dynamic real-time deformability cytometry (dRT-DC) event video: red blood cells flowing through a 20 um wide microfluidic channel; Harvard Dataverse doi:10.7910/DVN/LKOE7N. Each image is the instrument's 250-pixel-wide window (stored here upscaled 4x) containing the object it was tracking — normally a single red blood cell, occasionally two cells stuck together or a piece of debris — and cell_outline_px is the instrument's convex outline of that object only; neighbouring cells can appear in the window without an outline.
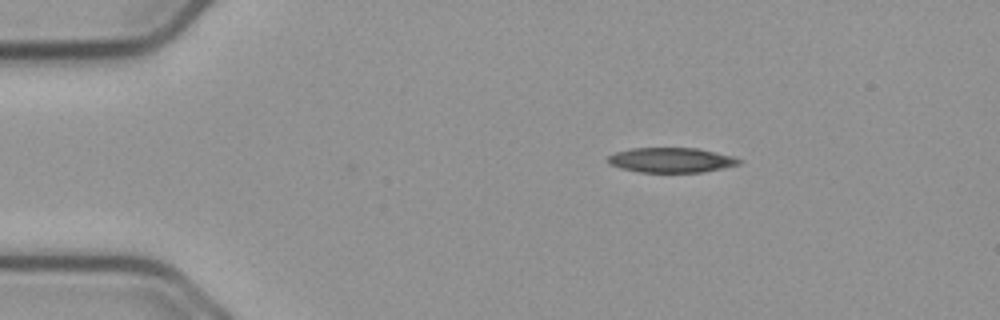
{"species": "common noctule bat (a hibernating species)", "species_latin": "Nyctalus noctula", "temperature_condition": "cold", "stored_images_in_passage": 7, "camera_frame_rate_fps": 3000, "um_per_image_px": 0.085, "animal": {"sex": "male", "body_mass_g": 23.1, "forearm_length_mm": 52.7}, "frame": {"image": 1, "passage_image": 7, "time_ms": 2.0, "image_size_px": [1000, 320], "cell_outline_px": [[744, 160], [740, 164], [700, 172], [640, 172], [620, 168], [608, 164], [604, 160], [608, 156], [616, 152], [632, 148], [696, 148], [736, 156]], "centroid_in_image_um": [57.04, 13.6], "position_along_channel_um": 28.0, "area_um2": 19.13}}